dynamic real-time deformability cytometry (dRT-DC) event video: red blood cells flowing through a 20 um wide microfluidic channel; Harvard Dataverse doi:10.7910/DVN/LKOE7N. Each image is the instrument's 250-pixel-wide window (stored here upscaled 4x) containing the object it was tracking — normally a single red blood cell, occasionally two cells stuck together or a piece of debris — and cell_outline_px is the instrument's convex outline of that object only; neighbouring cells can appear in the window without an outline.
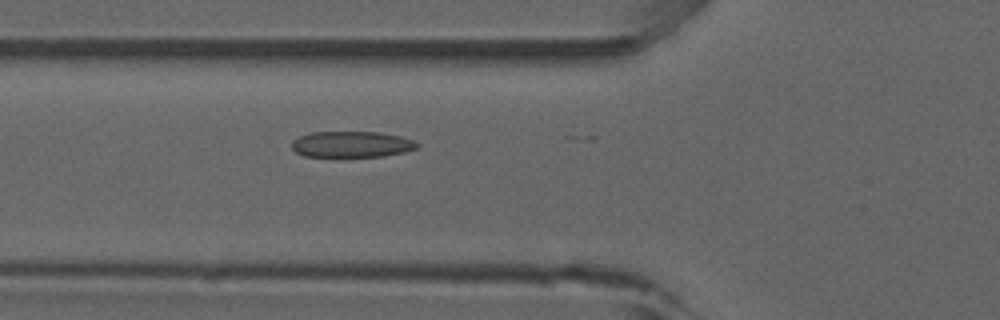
{"species": "common noctule bat (a hibernating species)", "species_latin": "Nyctalus noctula", "temperature_condition": "room temperature", "stored_images_in_passage": 11, "camera_frame_rate_fps": 3000, "um_per_image_px": 0.085, "animal": {"sex": "male", "forearm_length_mm": 52.5}, "frame": {"image": 1, "passage_image": 6, "time_ms": 1.667, "image_size_px": [1000, 320], "cell_outline_px": [[420, 144], [416, 148], [404, 152], [384, 156], [336, 160], [304, 156], [296, 152], [292, 148], [292, 140], [300, 136], [312, 132], [376, 132], [400, 136], [412, 140]], "centroid_in_image_um": [29.83, 12.33], "position_along_channel_um": 96.0, "area_um2": 20.0}}
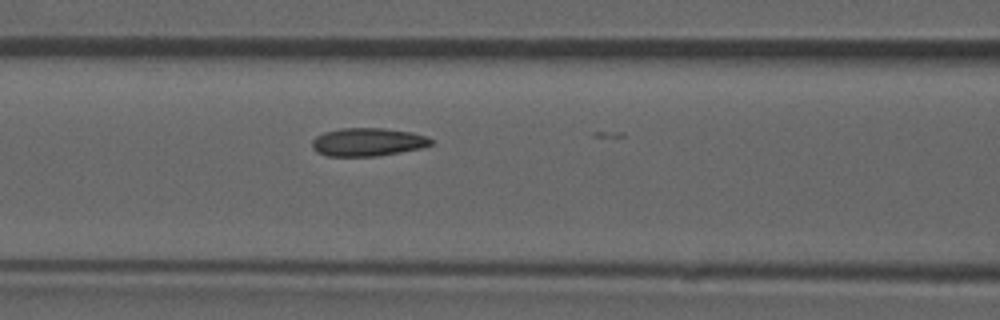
{"frame": {"image": 2, "passage_image": 9, "time_ms": 2.667, "image_size_px": [1000, 320], "cell_outline_px": [[432, 144], [424, 148], [376, 156], [328, 156], [316, 152], [312, 148], [312, 140], [316, 136], [324, 132], [340, 128], [384, 128], [412, 132], [428, 136], [432, 140]], "centroid_in_image_um": [31.27, 12.07], "position_along_channel_um": 135.3, "area_um2": 19.71}}